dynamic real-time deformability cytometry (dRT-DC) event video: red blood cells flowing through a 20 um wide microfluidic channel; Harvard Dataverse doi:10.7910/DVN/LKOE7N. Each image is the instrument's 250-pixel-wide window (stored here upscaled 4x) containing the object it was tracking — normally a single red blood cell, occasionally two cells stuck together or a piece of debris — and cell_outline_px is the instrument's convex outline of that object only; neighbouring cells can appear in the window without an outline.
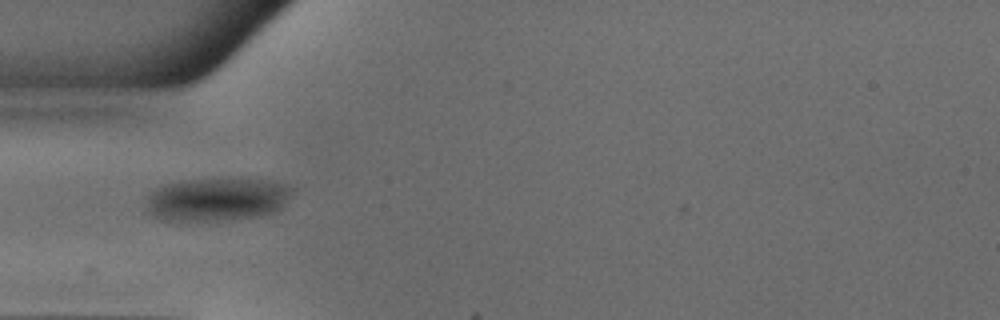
{"species": "common noctule bat (a hibernating species)", "species_latin": "Nyctalus noctula", "temperature_condition": "warm", "stored_images_in_passage": 33, "camera_frame_rate_fps": 3000, "um_per_image_px": 0.085, "animal": {"sex": "male", "body_mass_g": 18.8}, "frame": {"image": 1, "passage_image": 1, "time_ms": 0.0, "image_size_px": [1000, 320], "cell_outline_px": [[296, 188], [284, 204], [276, 212], [260, 216], [220, 220], [168, 220], [152, 216], [148, 212], [148, 196], [156, 188], [168, 184], [192, 180], [264, 180], [288, 184]], "centroid_in_image_um": [18.51, 16.96], "position_along_channel_um": 66.5, "area_um2": 36.07}}
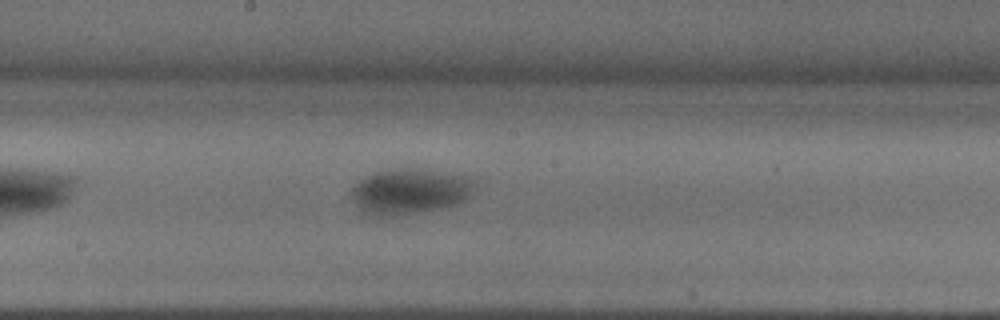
{"frame": {"image": 2, "passage_image": 12, "time_ms": 3.667, "image_size_px": [1000, 320], "cell_outline_px": [[472, 188], [464, 200], [440, 208], [396, 216], [368, 216], [360, 212], [352, 196], [352, 188], [360, 180], [376, 172], [404, 168], [420, 168], [464, 176], [472, 184]], "centroid_in_image_um": [34.72, 16.28], "position_along_channel_um": 213.5, "area_um2": 31.96}}
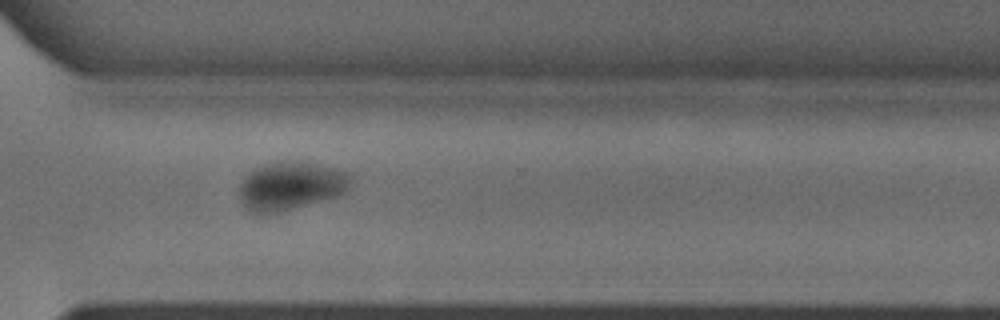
{"frame": {"image": 3, "passage_image": 22, "time_ms": 7.0, "image_size_px": [1000, 320], "cell_outline_px": [[352, 176], [348, 188], [340, 196], [280, 212], [252, 212], [240, 200], [240, 184], [244, 176], [256, 168], [268, 164], [312, 164], [348, 172]], "centroid_in_image_um": [24.73, 15.85], "position_along_channel_um": 345.9, "area_um2": 30.17}}